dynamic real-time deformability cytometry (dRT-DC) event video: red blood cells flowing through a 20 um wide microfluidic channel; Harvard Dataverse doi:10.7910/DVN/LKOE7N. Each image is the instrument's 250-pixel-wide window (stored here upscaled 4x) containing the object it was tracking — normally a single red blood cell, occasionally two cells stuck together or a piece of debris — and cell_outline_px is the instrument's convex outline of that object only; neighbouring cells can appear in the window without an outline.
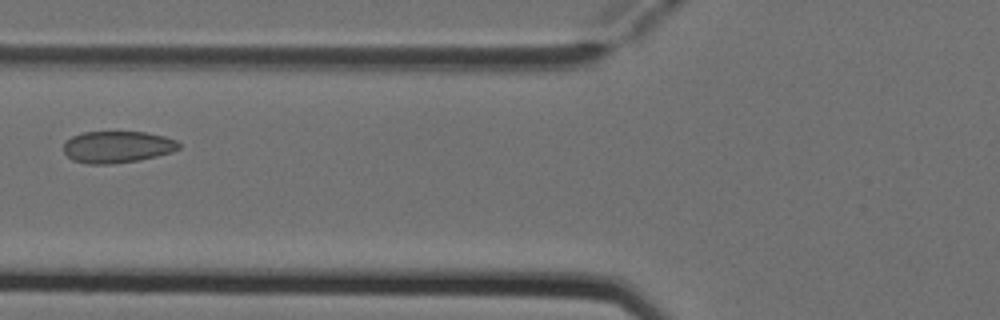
{"species": "Egyptian fruit bat (a non-hibernating species)", "species_latin": "Rousettus aegyptiacus", "temperature_condition": "cold", "stored_images_in_passage": 3, "camera_frame_rate_fps": 3000, "um_per_image_px": 0.085, "animal": {"sex": "female"}, "frame": {"image": 1, "passage_image": 3, "time_ms": 0.667, "image_size_px": [1000, 320], "cell_outline_px": [[180, 148], [172, 152], [140, 160], [112, 164], [88, 164], [72, 160], [64, 152], [64, 144], [72, 136], [84, 132], [144, 132], [164, 136], [176, 140], [180, 144]], "centroid_in_image_um": [9.98, 12.49], "position_along_channel_um": 115.8, "area_um2": 21.33}}